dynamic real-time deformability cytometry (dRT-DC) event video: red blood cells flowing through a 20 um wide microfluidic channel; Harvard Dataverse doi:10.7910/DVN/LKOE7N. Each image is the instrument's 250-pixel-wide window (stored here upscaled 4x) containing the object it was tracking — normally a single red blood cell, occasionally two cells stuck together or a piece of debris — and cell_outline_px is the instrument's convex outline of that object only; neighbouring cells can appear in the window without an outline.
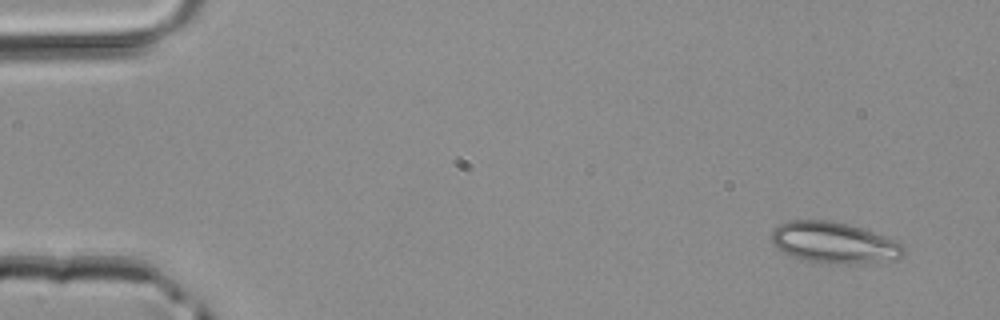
{"species": "common noctule bat (a hibernating species)", "species_latin": "Nyctalus noctula", "temperature_condition": "room temperature", "stored_images_in_passage": 5, "camera_frame_rate_fps": 3000, "um_per_image_px": 0.085, "animal": {"sex": "male", "body_mass_g": 20.4}, "frame": {"image": 1, "passage_image": 1, "time_ms": 0.0, "image_size_px": [1000, 320], "cell_outline_px": [[904, 252], [900, 256], [852, 264], [828, 264], [804, 260], [792, 256], [776, 248], [772, 240], [772, 232], [780, 224], [788, 220], [832, 220], [848, 224], [884, 236], [904, 244]], "centroid_in_image_um": [70.82, 20.61], "position_along_channel_um": 14.2, "area_um2": 31.15}}